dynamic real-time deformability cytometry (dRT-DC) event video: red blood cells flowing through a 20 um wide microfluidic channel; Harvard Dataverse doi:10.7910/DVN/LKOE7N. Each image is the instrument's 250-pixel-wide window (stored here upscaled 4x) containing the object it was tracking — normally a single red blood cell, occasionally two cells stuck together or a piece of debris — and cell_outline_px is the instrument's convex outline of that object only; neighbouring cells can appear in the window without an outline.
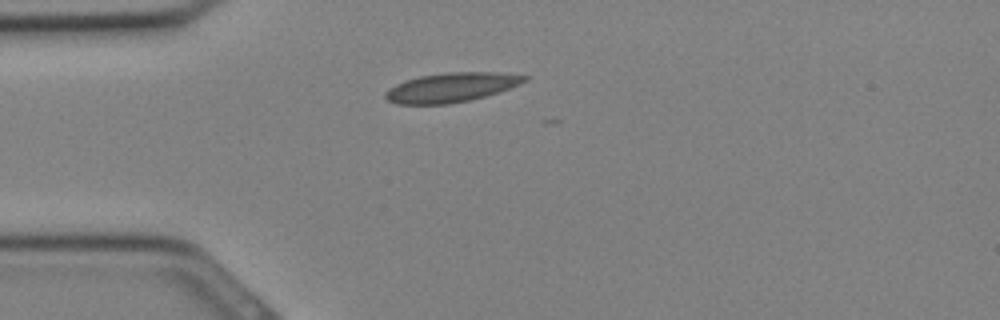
{"species": "Egyptian fruit bat (a non-hibernating species)", "species_latin": "Rousettus aegyptiacus", "temperature_condition": "cold", "stored_images_in_passage": 7, "camera_frame_rate_fps": 3000, "um_per_image_px": 0.085, "animal": {"sex": "female"}, "frame": {"image": 1, "passage_image": 1, "time_ms": 0.0, "image_size_px": [1000, 320], "cell_outline_px": [[528, 80], [520, 84], [500, 92], [468, 100], [448, 104], [396, 104], [388, 100], [384, 96], [384, 92], [396, 84], [404, 80], [420, 76], [448, 72], [500, 72], [528, 76]], "centroid_in_image_um": [38.37, 7.42], "position_along_channel_um": 46.6, "area_um2": 23.81}}
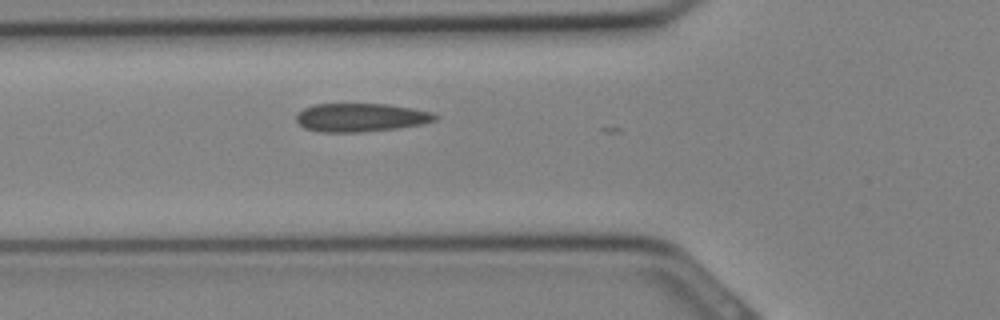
{"frame": {"image": 2, "passage_image": 4, "time_ms": 1.0, "image_size_px": [1000, 320], "cell_outline_px": [[440, 116], [436, 120], [420, 124], [400, 128], [360, 132], [320, 132], [304, 128], [296, 120], [296, 116], [304, 108], [316, 104], [388, 104], [412, 108], [432, 112]], "centroid_in_image_um": [30.69, 9.99], "position_along_channel_um": 95.1, "area_um2": 23.0}}
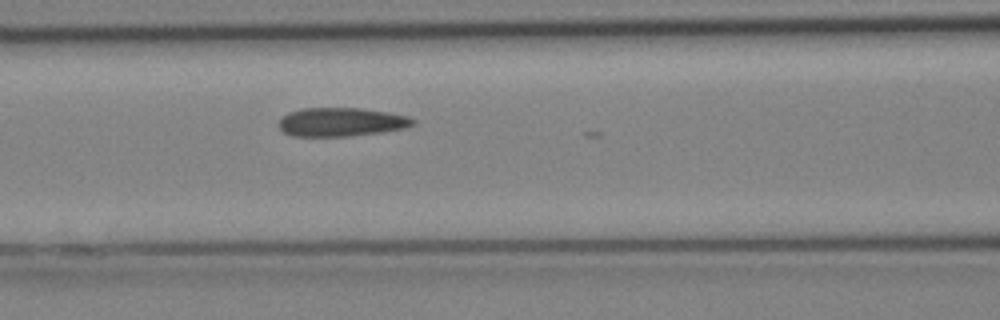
{"frame": {"image": 3, "passage_image": 6, "time_ms": 1.667, "image_size_px": [1000, 320], "cell_outline_px": [[416, 124], [404, 128], [384, 132], [348, 136], [292, 136], [284, 132], [276, 124], [280, 116], [288, 112], [304, 108], [360, 108], [388, 112], [408, 116], [416, 120]], "centroid_in_image_um": [28.98, 10.37], "position_along_channel_um": 137.6, "area_um2": 22.72}}